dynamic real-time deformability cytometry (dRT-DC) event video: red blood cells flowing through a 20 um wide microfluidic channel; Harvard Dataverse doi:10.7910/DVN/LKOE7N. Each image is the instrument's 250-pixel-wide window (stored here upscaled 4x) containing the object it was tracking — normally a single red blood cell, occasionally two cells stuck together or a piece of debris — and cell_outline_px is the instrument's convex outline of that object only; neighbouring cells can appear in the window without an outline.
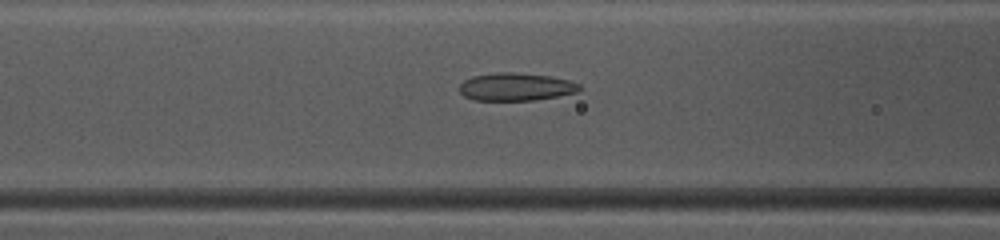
{"species": "common noctule bat (a hibernating species)", "species_latin": "Nyctalus noctula", "temperature_condition": "warm", "stored_images_in_passage": 41, "camera_frame_rate_fps": 3000, "um_per_image_px": 0.085, "animal": {"sex": "female", "body_mass_g": 10.0, "forearm_length_mm": 53.1}, "frame": {"image": 1, "passage_image": 12, "time_ms": 3.667, "image_size_px": [1000, 240], "cell_outline_px": [[584, 88], [576, 92], [536, 100], [472, 100], [464, 96], [460, 92], [460, 84], [464, 80], [472, 76], [500, 72], [516, 72], [552, 76], [568, 80], [580, 84]], "centroid_in_image_um": [43.86, 7.37], "position_along_channel_um": 122.7, "area_um2": 19.54}}
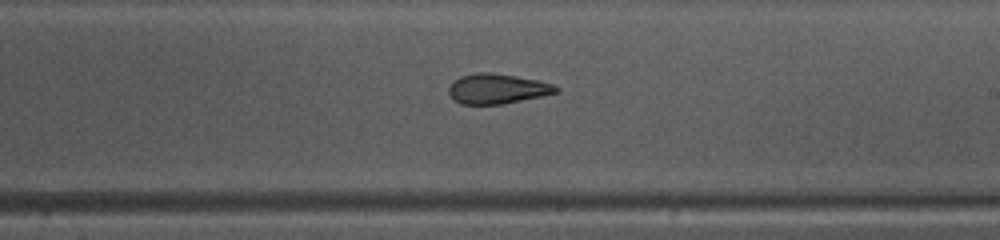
{"frame": {"image": 2, "passage_image": 21, "time_ms": 6.667, "image_size_px": [1000, 240], "cell_outline_px": [[560, 92], [500, 104], [460, 104], [448, 92], [448, 88], [460, 76], [476, 72], [488, 72], [516, 76], [540, 80], [552, 84], [560, 88]], "centroid_in_image_um": [42.29, 7.53], "position_along_channel_um": 246.7, "area_um2": 18.55}}
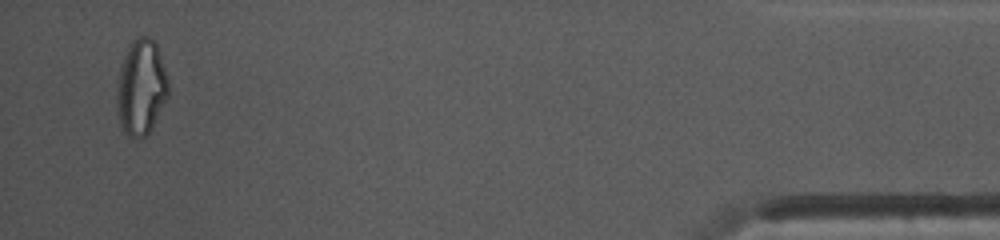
{"frame": {"image": 3, "passage_image": 39, "time_ms": 12.667, "image_size_px": [1000, 240], "cell_outline_px": [[168, 96], [152, 128], [140, 140], [136, 140], [128, 136], [124, 132], [120, 124], [116, 100], [120, 68], [128, 44], [132, 40], [140, 36], [148, 36], [156, 44], [168, 80]], "centroid_in_image_um": [11.99, 7.45], "position_along_channel_um": 423.2, "area_um2": 28.55}}